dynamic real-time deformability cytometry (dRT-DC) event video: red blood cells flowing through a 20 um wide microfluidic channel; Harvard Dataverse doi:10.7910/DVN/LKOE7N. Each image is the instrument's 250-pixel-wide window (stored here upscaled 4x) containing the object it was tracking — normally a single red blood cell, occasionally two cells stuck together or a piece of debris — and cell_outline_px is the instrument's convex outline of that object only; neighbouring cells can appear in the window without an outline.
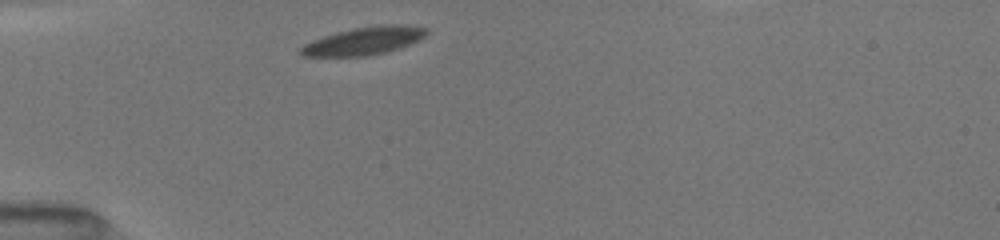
{"species": "common noctule bat (a hibernating species)", "species_latin": "Nyctalus noctula", "temperature_condition": "room temperature", "stored_images_in_passage": 4, "camera_frame_rate_fps": 3000, "um_per_image_px": 0.085, "animal": {"sex": "female", "body_mass_g": 19.5, "forearm_length_mm": 54.1}, "frame": {"image": 1, "passage_image": 1, "time_ms": 0.0, "image_size_px": [1000, 240], "cell_outline_px": [[428, 32], [420, 40], [388, 52], [368, 56], [304, 56], [296, 52], [304, 44], [312, 40], [336, 32], [356, 28], [380, 24], [396, 24], [428, 28]], "centroid_in_image_um": [30.93, 3.48], "position_along_channel_um": 54.1, "area_um2": 20.46}}
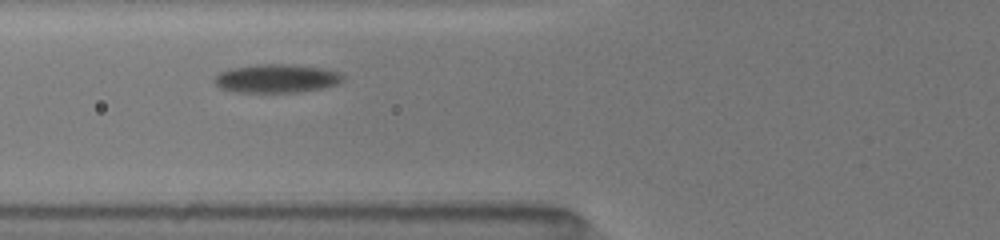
{"frame": {"image": 2, "passage_image": 3, "time_ms": 1.667, "image_size_px": [1000, 240], "cell_outline_px": [[344, 80], [336, 84], [320, 88], [296, 92], [240, 92], [220, 88], [212, 80], [220, 72], [232, 68], [256, 64], [288, 64], [324, 68], [340, 72], [344, 76]], "centroid_in_image_um": [23.51, 6.66], "position_along_channel_um": 102.3, "area_um2": 21.27}}
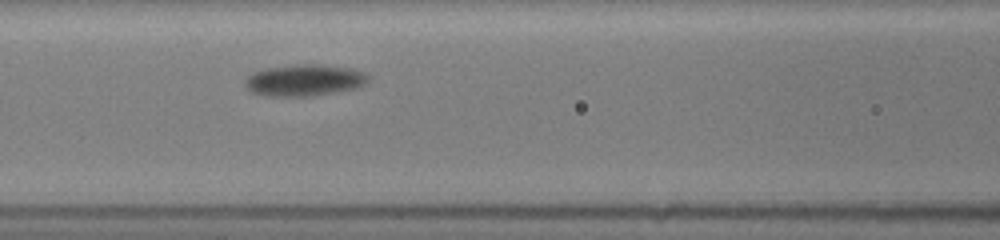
{"frame": {"image": 3, "passage_image": 4, "time_ms": 2.667, "image_size_px": [1000, 240], "cell_outline_px": [[368, 80], [360, 88], [312, 96], [264, 96], [252, 92], [244, 84], [244, 80], [252, 72], [268, 68], [300, 64], [324, 64], [348, 68], [364, 72], [368, 76]], "centroid_in_image_um": [25.87, 6.82], "position_along_channel_um": 140.7, "area_um2": 22.77}}